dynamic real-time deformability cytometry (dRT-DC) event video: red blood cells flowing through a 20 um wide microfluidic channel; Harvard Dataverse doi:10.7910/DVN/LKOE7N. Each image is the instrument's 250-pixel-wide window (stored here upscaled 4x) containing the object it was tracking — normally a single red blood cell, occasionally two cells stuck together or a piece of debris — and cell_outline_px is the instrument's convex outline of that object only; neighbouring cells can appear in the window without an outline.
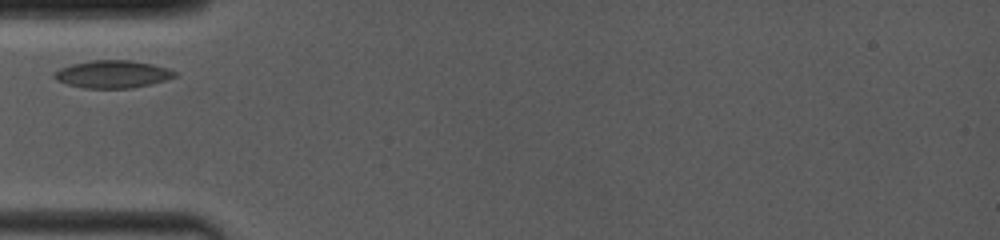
{"species": "common noctule bat (a hibernating species)", "species_latin": "Nyctalus noctula", "temperature_condition": "room temperature", "stored_images_in_passage": 19, "camera_frame_rate_fps": 4000, "um_per_image_px": 0.085, "animal": {"sex": "female", "body_mass_g": 19.0, "forearm_length_mm": 53.3}, "frame": {"image": 1, "passage_image": 2, "time_ms": 0.75, "image_size_px": [1000, 240], "cell_outline_px": [[176, 76], [152, 84], [132, 88], [84, 88], [64, 84], [56, 80], [52, 76], [52, 72], [60, 68], [72, 64], [92, 60], [132, 60], [152, 64], [168, 68], [176, 72]], "centroid_in_image_um": [9.52, 6.31], "position_along_channel_um": 75.5, "area_um2": 19.54}}
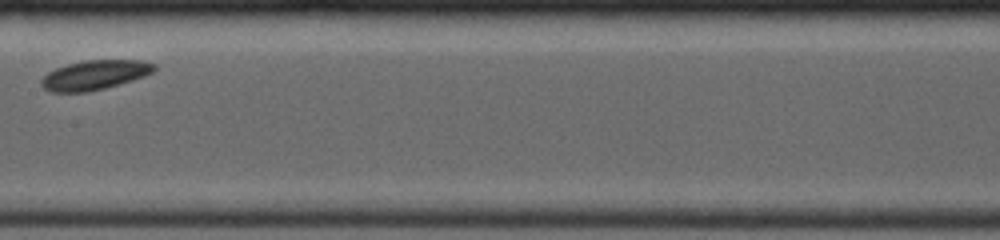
{"frame": {"image": 2, "passage_image": 7, "time_ms": 4.0, "image_size_px": [1000, 240], "cell_outline_px": [[156, 68], [152, 72], [144, 76], [120, 84], [88, 92], [48, 92], [40, 84], [40, 80], [48, 72], [56, 68], [68, 64], [84, 60], [144, 60], [156, 64]], "centroid_in_image_um": [8.04, 6.37], "position_along_channel_um": 199.4, "area_um2": 19.48}}
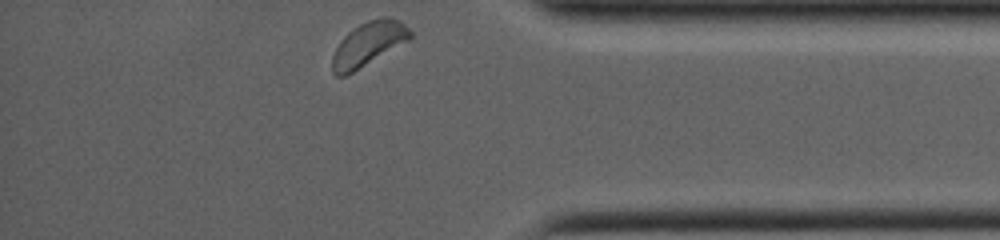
{"frame": {"image": 3, "passage_image": 19, "time_ms": 9.5, "image_size_px": [1000, 240], "cell_outline_px": [[412, 36], [408, 40], [352, 72], [344, 76], [336, 76], [332, 72], [332, 56], [340, 40], [348, 32], [360, 24], [368, 20], [384, 16], [388, 16], [400, 20], [412, 32]], "centroid_in_image_um": [31.3, 3.71], "position_along_channel_um": 403.9, "area_um2": 19.65}}